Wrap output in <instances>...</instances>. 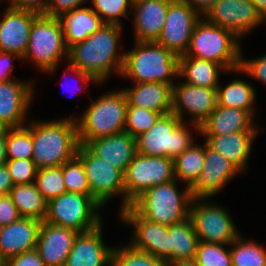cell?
Returning a JSON list of instances; mask_svg holds the SVG:
<instances>
[{
    "instance_id": "603a6c76",
    "label": "cell",
    "mask_w": 266,
    "mask_h": 266,
    "mask_svg": "<svg viewBox=\"0 0 266 266\" xmlns=\"http://www.w3.org/2000/svg\"><path fill=\"white\" fill-rule=\"evenodd\" d=\"M172 0H147L133 5L136 42H156Z\"/></svg>"
},
{
    "instance_id": "9a60e30c",
    "label": "cell",
    "mask_w": 266,
    "mask_h": 266,
    "mask_svg": "<svg viewBox=\"0 0 266 266\" xmlns=\"http://www.w3.org/2000/svg\"><path fill=\"white\" fill-rule=\"evenodd\" d=\"M204 17L209 23L231 31L239 39L264 22L249 0H218Z\"/></svg>"
},
{
    "instance_id": "ba28073f",
    "label": "cell",
    "mask_w": 266,
    "mask_h": 266,
    "mask_svg": "<svg viewBox=\"0 0 266 266\" xmlns=\"http://www.w3.org/2000/svg\"><path fill=\"white\" fill-rule=\"evenodd\" d=\"M68 55L63 28L59 18L40 14L34 21L24 59L45 72H55L58 62Z\"/></svg>"
},
{
    "instance_id": "7402d4cb",
    "label": "cell",
    "mask_w": 266,
    "mask_h": 266,
    "mask_svg": "<svg viewBox=\"0 0 266 266\" xmlns=\"http://www.w3.org/2000/svg\"><path fill=\"white\" fill-rule=\"evenodd\" d=\"M41 222L37 219L21 217L5 225L0 234V262L36 249Z\"/></svg>"
},
{
    "instance_id": "7c38bea8",
    "label": "cell",
    "mask_w": 266,
    "mask_h": 266,
    "mask_svg": "<svg viewBox=\"0 0 266 266\" xmlns=\"http://www.w3.org/2000/svg\"><path fill=\"white\" fill-rule=\"evenodd\" d=\"M198 200L204 198L192 200L189 218L199 241L230 245L239 236L230 214L222 207L198 203Z\"/></svg>"
},
{
    "instance_id": "f35d334b",
    "label": "cell",
    "mask_w": 266,
    "mask_h": 266,
    "mask_svg": "<svg viewBox=\"0 0 266 266\" xmlns=\"http://www.w3.org/2000/svg\"><path fill=\"white\" fill-rule=\"evenodd\" d=\"M62 175L67 192L91 195L84 166L77 156L62 165Z\"/></svg>"
},
{
    "instance_id": "c3c4849f",
    "label": "cell",
    "mask_w": 266,
    "mask_h": 266,
    "mask_svg": "<svg viewBox=\"0 0 266 266\" xmlns=\"http://www.w3.org/2000/svg\"><path fill=\"white\" fill-rule=\"evenodd\" d=\"M16 57L22 59L16 53L0 51V82L12 80L10 76L14 66L11 61Z\"/></svg>"
},
{
    "instance_id": "9f6ffc18",
    "label": "cell",
    "mask_w": 266,
    "mask_h": 266,
    "mask_svg": "<svg viewBox=\"0 0 266 266\" xmlns=\"http://www.w3.org/2000/svg\"><path fill=\"white\" fill-rule=\"evenodd\" d=\"M4 225L2 223H0V234L2 233Z\"/></svg>"
},
{
    "instance_id": "3957f363",
    "label": "cell",
    "mask_w": 266,
    "mask_h": 266,
    "mask_svg": "<svg viewBox=\"0 0 266 266\" xmlns=\"http://www.w3.org/2000/svg\"><path fill=\"white\" fill-rule=\"evenodd\" d=\"M121 74L136 83L173 86L171 77L179 76V56L157 42H135L133 50L124 52Z\"/></svg>"
},
{
    "instance_id": "5bb4252c",
    "label": "cell",
    "mask_w": 266,
    "mask_h": 266,
    "mask_svg": "<svg viewBox=\"0 0 266 266\" xmlns=\"http://www.w3.org/2000/svg\"><path fill=\"white\" fill-rule=\"evenodd\" d=\"M217 106V88L192 86L187 83L172 86V113L180 120L183 110L192 116V126L200 133V126L208 119ZM184 108V109H183Z\"/></svg>"
},
{
    "instance_id": "6f0895ef",
    "label": "cell",
    "mask_w": 266,
    "mask_h": 266,
    "mask_svg": "<svg viewBox=\"0 0 266 266\" xmlns=\"http://www.w3.org/2000/svg\"><path fill=\"white\" fill-rule=\"evenodd\" d=\"M3 129H5V128L0 123V131H2Z\"/></svg>"
},
{
    "instance_id": "74e56055",
    "label": "cell",
    "mask_w": 266,
    "mask_h": 266,
    "mask_svg": "<svg viewBox=\"0 0 266 266\" xmlns=\"http://www.w3.org/2000/svg\"><path fill=\"white\" fill-rule=\"evenodd\" d=\"M161 116V113L128 104L124 131L136 139L147 132Z\"/></svg>"
},
{
    "instance_id": "8992f818",
    "label": "cell",
    "mask_w": 266,
    "mask_h": 266,
    "mask_svg": "<svg viewBox=\"0 0 266 266\" xmlns=\"http://www.w3.org/2000/svg\"><path fill=\"white\" fill-rule=\"evenodd\" d=\"M179 57L210 60L225 71L235 72L240 67L241 48L234 33L201 18L194 27L187 52Z\"/></svg>"
},
{
    "instance_id": "1f68e13d",
    "label": "cell",
    "mask_w": 266,
    "mask_h": 266,
    "mask_svg": "<svg viewBox=\"0 0 266 266\" xmlns=\"http://www.w3.org/2000/svg\"><path fill=\"white\" fill-rule=\"evenodd\" d=\"M251 84L235 79L224 88L217 87V105L248 111L253 117L256 92Z\"/></svg>"
},
{
    "instance_id": "2e32d148",
    "label": "cell",
    "mask_w": 266,
    "mask_h": 266,
    "mask_svg": "<svg viewBox=\"0 0 266 266\" xmlns=\"http://www.w3.org/2000/svg\"><path fill=\"white\" fill-rule=\"evenodd\" d=\"M123 222L135 227L131 243L133 248L147 252L169 264L168 226L148 221L140 216L131 206L120 210Z\"/></svg>"
},
{
    "instance_id": "4dcf8cb0",
    "label": "cell",
    "mask_w": 266,
    "mask_h": 266,
    "mask_svg": "<svg viewBox=\"0 0 266 266\" xmlns=\"http://www.w3.org/2000/svg\"><path fill=\"white\" fill-rule=\"evenodd\" d=\"M9 195L21 217L45 220L48 201L34 183L15 185Z\"/></svg>"
},
{
    "instance_id": "836d02e7",
    "label": "cell",
    "mask_w": 266,
    "mask_h": 266,
    "mask_svg": "<svg viewBox=\"0 0 266 266\" xmlns=\"http://www.w3.org/2000/svg\"><path fill=\"white\" fill-rule=\"evenodd\" d=\"M230 245L232 266H266V250L258 243L239 235Z\"/></svg>"
},
{
    "instance_id": "d590c367",
    "label": "cell",
    "mask_w": 266,
    "mask_h": 266,
    "mask_svg": "<svg viewBox=\"0 0 266 266\" xmlns=\"http://www.w3.org/2000/svg\"><path fill=\"white\" fill-rule=\"evenodd\" d=\"M35 180L36 188L47 201L67 192L62 175V165L38 169Z\"/></svg>"
},
{
    "instance_id": "f1b7e54d",
    "label": "cell",
    "mask_w": 266,
    "mask_h": 266,
    "mask_svg": "<svg viewBox=\"0 0 266 266\" xmlns=\"http://www.w3.org/2000/svg\"><path fill=\"white\" fill-rule=\"evenodd\" d=\"M168 232L169 264L194 260L199 239L191 219L168 226Z\"/></svg>"
},
{
    "instance_id": "bcb514c9",
    "label": "cell",
    "mask_w": 266,
    "mask_h": 266,
    "mask_svg": "<svg viewBox=\"0 0 266 266\" xmlns=\"http://www.w3.org/2000/svg\"><path fill=\"white\" fill-rule=\"evenodd\" d=\"M21 218V215L13 203L11 196L0 195V223L9 225Z\"/></svg>"
},
{
    "instance_id": "4316f807",
    "label": "cell",
    "mask_w": 266,
    "mask_h": 266,
    "mask_svg": "<svg viewBox=\"0 0 266 266\" xmlns=\"http://www.w3.org/2000/svg\"><path fill=\"white\" fill-rule=\"evenodd\" d=\"M253 116L246 110L217 105L200 126L201 135H225L242 131H258Z\"/></svg>"
},
{
    "instance_id": "8fae6325",
    "label": "cell",
    "mask_w": 266,
    "mask_h": 266,
    "mask_svg": "<svg viewBox=\"0 0 266 266\" xmlns=\"http://www.w3.org/2000/svg\"><path fill=\"white\" fill-rule=\"evenodd\" d=\"M76 156L84 166L93 199L102 207L114 195L124 194V210V171L95 155L86 145H79Z\"/></svg>"
},
{
    "instance_id": "ac0fdd59",
    "label": "cell",
    "mask_w": 266,
    "mask_h": 266,
    "mask_svg": "<svg viewBox=\"0 0 266 266\" xmlns=\"http://www.w3.org/2000/svg\"><path fill=\"white\" fill-rule=\"evenodd\" d=\"M39 15L29 10L13 9L8 5L0 20V51L13 52L23 58L33 21Z\"/></svg>"
},
{
    "instance_id": "b9f144b4",
    "label": "cell",
    "mask_w": 266,
    "mask_h": 266,
    "mask_svg": "<svg viewBox=\"0 0 266 266\" xmlns=\"http://www.w3.org/2000/svg\"><path fill=\"white\" fill-rule=\"evenodd\" d=\"M6 166L14 186L34 183L38 169L32 159L7 160Z\"/></svg>"
},
{
    "instance_id": "d6a6232c",
    "label": "cell",
    "mask_w": 266,
    "mask_h": 266,
    "mask_svg": "<svg viewBox=\"0 0 266 266\" xmlns=\"http://www.w3.org/2000/svg\"><path fill=\"white\" fill-rule=\"evenodd\" d=\"M204 165V147L193 144L174 159L175 179L191 187L201 174Z\"/></svg>"
},
{
    "instance_id": "f907efd6",
    "label": "cell",
    "mask_w": 266,
    "mask_h": 266,
    "mask_svg": "<svg viewBox=\"0 0 266 266\" xmlns=\"http://www.w3.org/2000/svg\"><path fill=\"white\" fill-rule=\"evenodd\" d=\"M14 183L8 172L6 164L0 165V195H7L13 188Z\"/></svg>"
},
{
    "instance_id": "d6986e66",
    "label": "cell",
    "mask_w": 266,
    "mask_h": 266,
    "mask_svg": "<svg viewBox=\"0 0 266 266\" xmlns=\"http://www.w3.org/2000/svg\"><path fill=\"white\" fill-rule=\"evenodd\" d=\"M31 84L14 79L0 82V123L4 128L24 126L25 114L34 93Z\"/></svg>"
},
{
    "instance_id": "11a10c76",
    "label": "cell",
    "mask_w": 266,
    "mask_h": 266,
    "mask_svg": "<svg viewBox=\"0 0 266 266\" xmlns=\"http://www.w3.org/2000/svg\"><path fill=\"white\" fill-rule=\"evenodd\" d=\"M132 1V4H136V3H139V2H142V1H147V0H131Z\"/></svg>"
},
{
    "instance_id": "816d5d0a",
    "label": "cell",
    "mask_w": 266,
    "mask_h": 266,
    "mask_svg": "<svg viewBox=\"0 0 266 266\" xmlns=\"http://www.w3.org/2000/svg\"><path fill=\"white\" fill-rule=\"evenodd\" d=\"M6 140L7 128L0 131V165L6 164L7 162Z\"/></svg>"
},
{
    "instance_id": "83f0119b",
    "label": "cell",
    "mask_w": 266,
    "mask_h": 266,
    "mask_svg": "<svg viewBox=\"0 0 266 266\" xmlns=\"http://www.w3.org/2000/svg\"><path fill=\"white\" fill-rule=\"evenodd\" d=\"M66 47L82 42L104 23L89 7H79L63 14L60 18Z\"/></svg>"
},
{
    "instance_id": "8d00e7d4",
    "label": "cell",
    "mask_w": 266,
    "mask_h": 266,
    "mask_svg": "<svg viewBox=\"0 0 266 266\" xmlns=\"http://www.w3.org/2000/svg\"><path fill=\"white\" fill-rule=\"evenodd\" d=\"M111 266H168V264L166 261L137 250L129 244L121 249L113 248Z\"/></svg>"
},
{
    "instance_id": "5b68a950",
    "label": "cell",
    "mask_w": 266,
    "mask_h": 266,
    "mask_svg": "<svg viewBox=\"0 0 266 266\" xmlns=\"http://www.w3.org/2000/svg\"><path fill=\"white\" fill-rule=\"evenodd\" d=\"M127 97L123 90L107 92L92 101L81 118L75 117L81 145L90 141L124 132Z\"/></svg>"
},
{
    "instance_id": "4fadbf2b",
    "label": "cell",
    "mask_w": 266,
    "mask_h": 266,
    "mask_svg": "<svg viewBox=\"0 0 266 266\" xmlns=\"http://www.w3.org/2000/svg\"><path fill=\"white\" fill-rule=\"evenodd\" d=\"M199 20L200 15L183 0H172L168 6L164 27L156 42L178 56L185 55Z\"/></svg>"
},
{
    "instance_id": "db71d44e",
    "label": "cell",
    "mask_w": 266,
    "mask_h": 266,
    "mask_svg": "<svg viewBox=\"0 0 266 266\" xmlns=\"http://www.w3.org/2000/svg\"><path fill=\"white\" fill-rule=\"evenodd\" d=\"M168 266H197V264L194 260H192V261H177V262L168 264Z\"/></svg>"
},
{
    "instance_id": "60d3db41",
    "label": "cell",
    "mask_w": 266,
    "mask_h": 266,
    "mask_svg": "<svg viewBox=\"0 0 266 266\" xmlns=\"http://www.w3.org/2000/svg\"><path fill=\"white\" fill-rule=\"evenodd\" d=\"M91 9L100 17L103 23L121 26L120 16L129 18L127 8L132 9L131 0H92ZM95 8V9H94Z\"/></svg>"
},
{
    "instance_id": "ee69618b",
    "label": "cell",
    "mask_w": 266,
    "mask_h": 266,
    "mask_svg": "<svg viewBox=\"0 0 266 266\" xmlns=\"http://www.w3.org/2000/svg\"><path fill=\"white\" fill-rule=\"evenodd\" d=\"M86 0H49L44 15L60 18L63 14L82 6Z\"/></svg>"
},
{
    "instance_id": "484cf974",
    "label": "cell",
    "mask_w": 266,
    "mask_h": 266,
    "mask_svg": "<svg viewBox=\"0 0 266 266\" xmlns=\"http://www.w3.org/2000/svg\"><path fill=\"white\" fill-rule=\"evenodd\" d=\"M257 131H242L225 135H203L206 144L231 161L240 171L245 170Z\"/></svg>"
},
{
    "instance_id": "e575fe53",
    "label": "cell",
    "mask_w": 266,
    "mask_h": 266,
    "mask_svg": "<svg viewBox=\"0 0 266 266\" xmlns=\"http://www.w3.org/2000/svg\"><path fill=\"white\" fill-rule=\"evenodd\" d=\"M7 160L32 159V122L20 128H7Z\"/></svg>"
},
{
    "instance_id": "6da1fadb",
    "label": "cell",
    "mask_w": 266,
    "mask_h": 266,
    "mask_svg": "<svg viewBox=\"0 0 266 266\" xmlns=\"http://www.w3.org/2000/svg\"><path fill=\"white\" fill-rule=\"evenodd\" d=\"M121 30L118 24L104 23L84 41L70 46L67 71L85 84L106 81L114 70L121 74L124 52H117Z\"/></svg>"
},
{
    "instance_id": "7a4b0ae2",
    "label": "cell",
    "mask_w": 266,
    "mask_h": 266,
    "mask_svg": "<svg viewBox=\"0 0 266 266\" xmlns=\"http://www.w3.org/2000/svg\"><path fill=\"white\" fill-rule=\"evenodd\" d=\"M32 160L37 169L58 167L74 158L80 145L74 117L32 121Z\"/></svg>"
},
{
    "instance_id": "ffe728a7",
    "label": "cell",
    "mask_w": 266,
    "mask_h": 266,
    "mask_svg": "<svg viewBox=\"0 0 266 266\" xmlns=\"http://www.w3.org/2000/svg\"><path fill=\"white\" fill-rule=\"evenodd\" d=\"M79 232L42 221L36 250L46 266H64Z\"/></svg>"
},
{
    "instance_id": "ab89813d",
    "label": "cell",
    "mask_w": 266,
    "mask_h": 266,
    "mask_svg": "<svg viewBox=\"0 0 266 266\" xmlns=\"http://www.w3.org/2000/svg\"><path fill=\"white\" fill-rule=\"evenodd\" d=\"M223 246L199 241L194 259L197 266H232L230 250Z\"/></svg>"
},
{
    "instance_id": "7bdbcfd3",
    "label": "cell",
    "mask_w": 266,
    "mask_h": 266,
    "mask_svg": "<svg viewBox=\"0 0 266 266\" xmlns=\"http://www.w3.org/2000/svg\"><path fill=\"white\" fill-rule=\"evenodd\" d=\"M243 59L241 54L240 67L235 71L266 83V55L254 60Z\"/></svg>"
},
{
    "instance_id": "7dc6e473",
    "label": "cell",
    "mask_w": 266,
    "mask_h": 266,
    "mask_svg": "<svg viewBox=\"0 0 266 266\" xmlns=\"http://www.w3.org/2000/svg\"><path fill=\"white\" fill-rule=\"evenodd\" d=\"M49 0H11L10 6L17 10H29L38 14H45Z\"/></svg>"
},
{
    "instance_id": "f5cc1de1",
    "label": "cell",
    "mask_w": 266,
    "mask_h": 266,
    "mask_svg": "<svg viewBox=\"0 0 266 266\" xmlns=\"http://www.w3.org/2000/svg\"><path fill=\"white\" fill-rule=\"evenodd\" d=\"M254 4L258 13L266 20V0H249Z\"/></svg>"
},
{
    "instance_id": "681fc988",
    "label": "cell",
    "mask_w": 266,
    "mask_h": 266,
    "mask_svg": "<svg viewBox=\"0 0 266 266\" xmlns=\"http://www.w3.org/2000/svg\"><path fill=\"white\" fill-rule=\"evenodd\" d=\"M200 16L206 13L215 5L218 0H183Z\"/></svg>"
},
{
    "instance_id": "44dd1931",
    "label": "cell",
    "mask_w": 266,
    "mask_h": 266,
    "mask_svg": "<svg viewBox=\"0 0 266 266\" xmlns=\"http://www.w3.org/2000/svg\"><path fill=\"white\" fill-rule=\"evenodd\" d=\"M101 225L77 234L64 266L112 265L113 248L104 245Z\"/></svg>"
},
{
    "instance_id": "9c48e42d",
    "label": "cell",
    "mask_w": 266,
    "mask_h": 266,
    "mask_svg": "<svg viewBox=\"0 0 266 266\" xmlns=\"http://www.w3.org/2000/svg\"><path fill=\"white\" fill-rule=\"evenodd\" d=\"M101 206L91 195L66 192L48 201L45 222L77 232L94 229L101 222Z\"/></svg>"
},
{
    "instance_id": "30bf717a",
    "label": "cell",
    "mask_w": 266,
    "mask_h": 266,
    "mask_svg": "<svg viewBox=\"0 0 266 266\" xmlns=\"http://www.w3.org/2000/svg\"><path fill=\"white\" fill-rule=\"evenodd\" d=\"M174 179L172 158L136 153L124 172L125 209L147 189Z\"/></svg>"
},
{
    "instance_id": "f6af8a7d",
    "label": "cell",
    "mask_w": 266,
    "mask_h": 266,
    "mask_svg": "<svg viewBox=\"0 0 266 266\" xmlns=\"http://www.w3.org/2000/svg\"><path fill=\"white\" fill-rule=\"evenodd\" d=\"M1 266H46L36 249L4 260Z\"/></svg>"
},
{
    "instance_id": "e0dca14e",
    "label": "cell",
    "mask_w": 266,
    "mask_h": 266,
    "mask_svg": "<svg viewBox=\"0 0 266 266\" xmlns=\"http://www.w3.org/2000/svg\"><path fill=\"white\" fill-rule=\"evenodd\" d=\"M204 165L196 182L190 187L193 199H208L241 171L223 155L204 143Z\"/></svg>"
},
{
    "instance_id": "d4e9b609",
    "label": "cell",
    "mask_w": 266,
    "mask_h": 266,
    "mask_svg": "<svg viewBox=\"0 0 266 266\" xmlns=\"http://www.w3.org/2000/svg\"><path fill=\"white\" fill-rule=\"evenodd\" d=\"M123 89L130 106L148 109L162 115L172 113V86L159 82L135 83Z\"/></svg>"
},
{
    "instance_id": "277c9868",
    "label": "cell",
    "mask_w": 266,
    "mask_h": 266,
    "mask_svg": "<svg viewBox=\"0 0 266 266\" xmlns=\"http://www.w3.org/2000/svg\"><path fill=\"white\" fill-rule=\"evenodd\" d=\"M175 181L147 189L130 206L143 218L161 225L185 221L189 218L193 197L188 186L179 193Z\"/></svg>"
},
{
    "instance_id": "cb8c5ba5",
    "label": "cell",
    "mask_w": 266,
    "mask_h": 266,
    "mask_svg": "<svg viewBox=\"0 0 266 266\" xmlns=\"http://www.w3.org/2000/svg\"><path fill=\"white\" fill-rule=\"evenodd\" d=\"M86 146L95 155L124 172L137 153L136 139L125 131L94 139Z\"/></svg>"
},
{
    "instance_id": "52a82bcc",
    "label": "cell",
    "mask_w": 266,
    "mask_h": 266,
    "mask_svg": "<svg viewBox=\"0 0 266 266\" xmlns=\"http://www.w3.org/2000/svg\"><path fill=\"white\" fill-rule=\"evenodd\" d=\"M193 144L189 129L174 113L162 115L147 132L136 138L137 153L173 160Z\"/></svg>"
},
{
    "instance_id": "f546056e",
    "label": "cell",
    "mask_w": 266,
    "mask_h": 266,
    "mask_svg": "<svg viewBox=\"0 0 266 266\" xmlns=\"http://www.w3.org/2000/svg\"><path fill=\"white\" fill-rule=\"evenodd\" d=\"M224 68L213 61L193 57H179V76L185 83L205 88L219 86V71Z\"/></svg>"
}]
</instances>
